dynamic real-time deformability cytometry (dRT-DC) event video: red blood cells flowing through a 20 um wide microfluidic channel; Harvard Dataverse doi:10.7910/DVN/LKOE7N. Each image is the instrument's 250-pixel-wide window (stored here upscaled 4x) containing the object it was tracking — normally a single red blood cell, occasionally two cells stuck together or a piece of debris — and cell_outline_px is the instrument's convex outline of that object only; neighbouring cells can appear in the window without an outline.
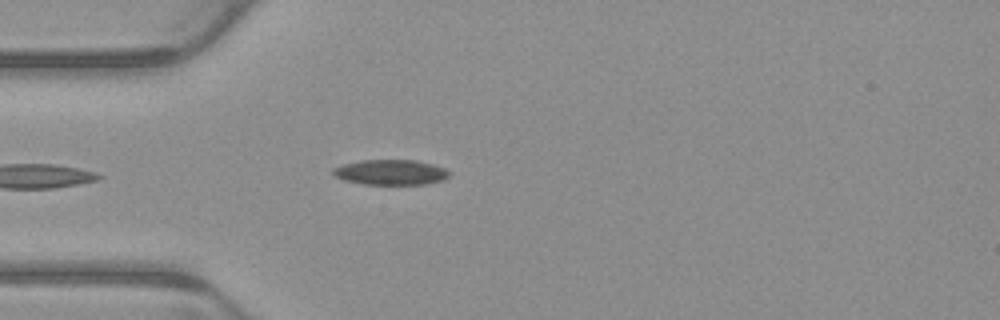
{"species": "common noctule bat (a hibernating species)", "species_latin": "Nyctalus noctula", "temperature_condition": "warm", "stored_images_in_passage": 1, "camera_frame_rate_fps": 3000, "um_per_image_px": 0.085, "animal": {"sex": "male", "body_mass_g": 23.1, "forearm_length_mm": 52.7}, "frame": {"image": 1, "passage_image": 1, "time_ms": 0.0, "image_size_px": [1000, 320], "cell_outline_px": [[452, 172], [444, 180], [428, 184], [364, 184], [344, 180], [336, 176], [332, 172], [332, 168], [344, 164], [360, 160], [416, 160], [432, 164], [444, 168]], "centroid_in_image_um": [33.24, 14.64], "position_along_channel_um": 51.8, "area_um2": 17.11}}